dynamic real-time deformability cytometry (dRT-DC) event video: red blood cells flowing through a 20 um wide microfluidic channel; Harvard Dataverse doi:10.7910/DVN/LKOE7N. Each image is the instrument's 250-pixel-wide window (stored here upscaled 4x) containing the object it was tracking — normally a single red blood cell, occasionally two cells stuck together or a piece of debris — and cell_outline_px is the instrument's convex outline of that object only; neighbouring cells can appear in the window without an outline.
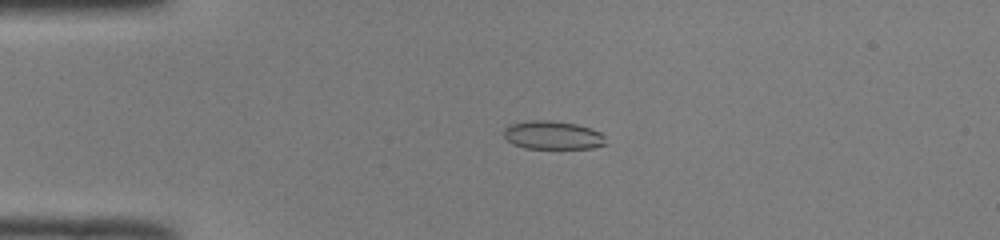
{"species": "common noctule bat (a hibernating species)", "species_latin": "Nyctalus noctula", "temperature_condition": "room temperature", "stored_images_in_passage": 27, "camera_frame_rate_fps": 3000, "um_per_image_px": 0.085, "animal": {"sex": "male", "body_mass_g": 19.0, "forearm_length_mm": 50.8}, "frame": {"image": 1, "passage_image": 13, "time_ms": 4.0, "image_size_px": [1000, 240], "cell_outline_px": [[604, 144], [592, 148], [524, 148], [512, 144], [504, 136], [504, 128], [512, 124], [532, 120], [548, 120], [576, 124], [600, 132], [604, 136]], "centroid_in_image_um": [46.95, 11.49], "position_along_channel_um": 38.1, "area_um2": 16.59}}
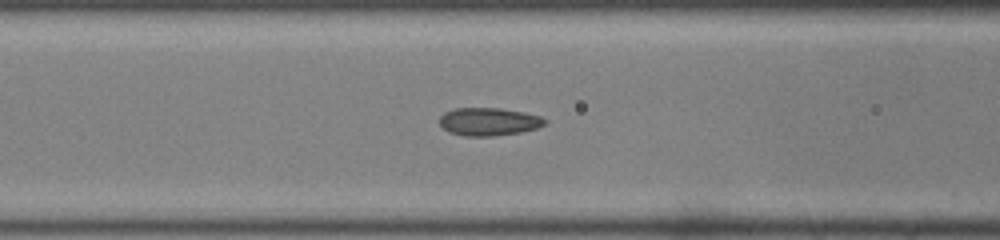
{"frame": {"image": 2, "passage_image": 22, "time_ms": 7.0, "image_size_px": [1000, 240], "cell_outline_px": [[548, 120], [544, 124], [536, 128], [520, 132], [492, 136], [464, 136], [448, 132], [440, 124], [440, 116], [444, 112], [452, 108], [500, 108], [524, 112], [540, 116]], "centroid_in_image_um": [41.52, 10.33], "position_along_channel_um": 125.1, "area_um2": 17.17}}
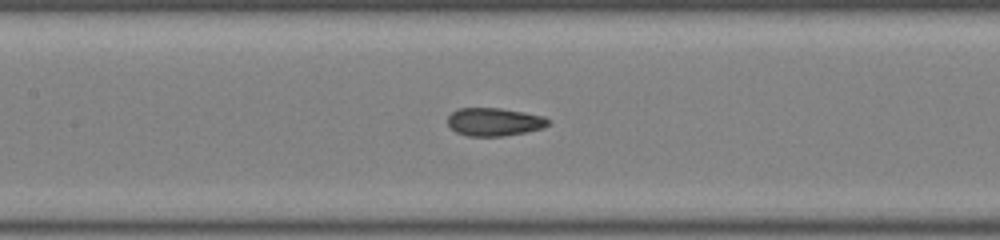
{"frame": {"image": 3, "passage_image": 25, "time_ms": 8.0, "image_size_px": [1000, 240], "cell_outline_px": [[548, 124], [544, 128], [504, 136], [468, 136], [456, 132], [448, 124], [448, 116], [452, 112], [460, 108], [500, 108], [524, 112], [544, 116], [548, 120]], "centroid_in_image_um": [42.01, 10.36], "position_along_channel_um": 165.4, "area_um2": 16.36}}